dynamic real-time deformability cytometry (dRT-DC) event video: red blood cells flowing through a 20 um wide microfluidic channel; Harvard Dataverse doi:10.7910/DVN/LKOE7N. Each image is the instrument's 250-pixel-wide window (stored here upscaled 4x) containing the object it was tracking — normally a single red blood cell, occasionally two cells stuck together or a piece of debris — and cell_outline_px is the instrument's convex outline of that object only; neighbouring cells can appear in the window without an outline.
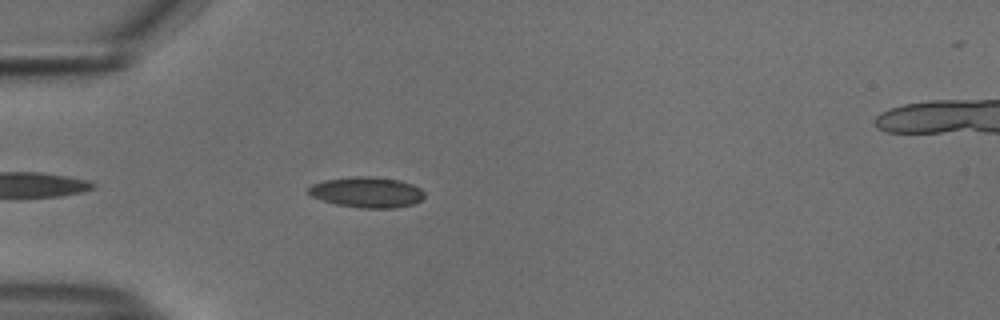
{"species": "common noctule bat (a hibernating species)", "species_latin": "Nyctalus noctula", "temperature_condition": "cold", "stored_images_in_passage": 29, "camera_frame_rate_fps": 3000, "um_per_image_px": 0.085, "animal": {"sex": "male", "body_mass_g": 18.8}, "frame": {"image": 1, "passage_image": 5, "time_ms": 1.333, "image_size_px": [1000, 320], "cell_outline_px": [[424, 196], [416, 204], [392, 208], [360, 208], [336, 204], [312, 196], [308, 192], [308, 188], [312, 184], [324, 180], [356, 176], [372, 176], [400, 180], [412, 184], [420, 188], [424, 192]], "centroid_in_image_um": [31.21, 16.34], "position_along_channel_um": 53.8, "area_um2": 20.69}}
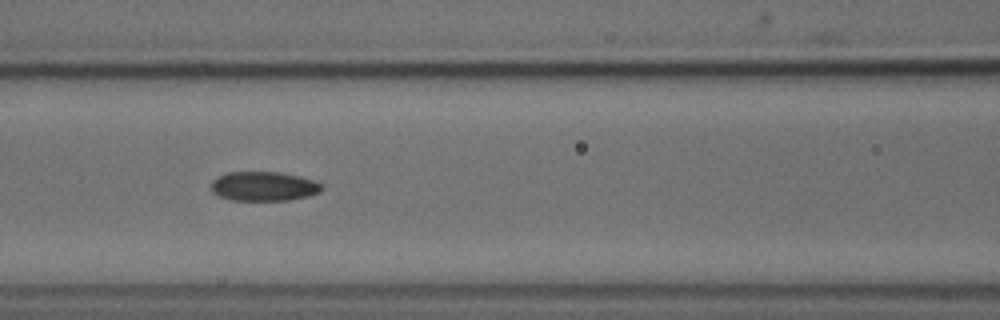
{"frame": {"image": 2, "passage_image": 13, "time_ms": 4.0, "image_size_px": [1000, 320], "cell_outline_px": [[324, 188], [320, 192], [308, 196], [288, 200], [232, 200], [216, 196], [212, 192], [212, 180], [228, 172], [280, 172], [300, 176], [312, 180], [320, 184]], "centroid_in_image_um": [22.41, 15.84], "position_along_channel_um": 144.2, "area_um2": 18.9}}
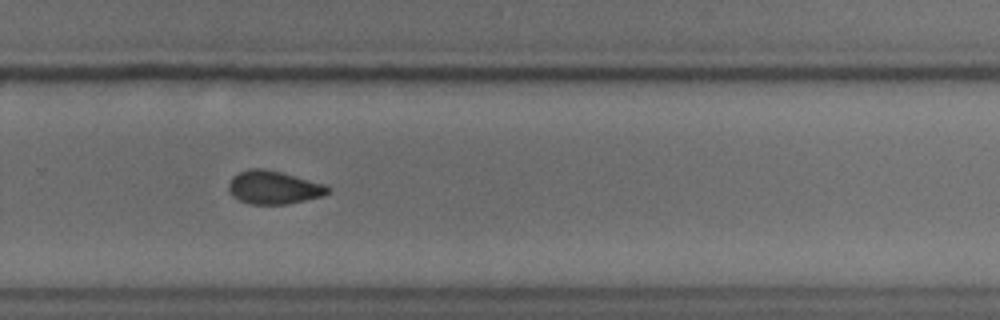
{"frame": {"image": 3, "passage_image": 26, "time_ms": 8.333, "image_size_px": [1000, 320], "cell_outline_px": [[328, 192], [324, 196], [288, 204], [248, 204], [232, 196], [228, 188], [228, 184], [232, 176], [248, 168], [264, 168], [280, 172], [324, 184], [328, 188]], "centroid_in_image_um": [23.22, 15.94], "position_along_channel_um": 306.6, "area_um2": 19.13}}